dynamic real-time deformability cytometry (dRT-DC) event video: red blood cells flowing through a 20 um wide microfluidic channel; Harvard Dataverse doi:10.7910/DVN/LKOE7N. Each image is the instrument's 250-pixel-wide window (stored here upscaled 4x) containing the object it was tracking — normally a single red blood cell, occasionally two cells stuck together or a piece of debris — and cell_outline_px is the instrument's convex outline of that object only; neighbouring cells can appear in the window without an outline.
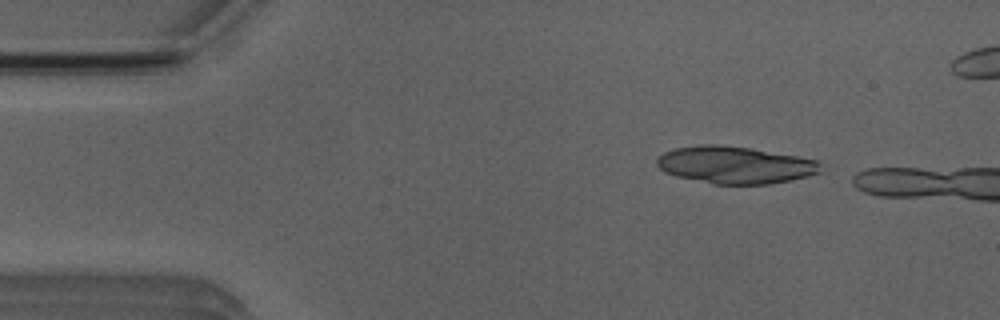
{"species": "Egyptian fruit bat (a non-hibernating species)", "species_latin": "Rousettus aegyptiacus", "temperature_condition": "room temperature", "stored_images_in_passage": 2, "camera_frame_rate_fps": 3000, "um_per_image_px": 0.085, "animal": {"sex": "male"}, "frame": {"image": 1, "passage_image": 1, "time_ms": 0.0, "image_size_px": [1000, 320], "cell_outline_px": [[820, 172], [788, 180], [768, 184], [712, 184], [676, 176], [664, 172], [656, 164], [656, 160], [664, 152], [676, 148], [696, 144], [720, 144], [748, 148], [796, 156], [816, 160], [820, 164]], "centroid_in_image_um": [62.4, 14.01], "position_along_channel_um": 22.6, "area_um2": 35.2}}